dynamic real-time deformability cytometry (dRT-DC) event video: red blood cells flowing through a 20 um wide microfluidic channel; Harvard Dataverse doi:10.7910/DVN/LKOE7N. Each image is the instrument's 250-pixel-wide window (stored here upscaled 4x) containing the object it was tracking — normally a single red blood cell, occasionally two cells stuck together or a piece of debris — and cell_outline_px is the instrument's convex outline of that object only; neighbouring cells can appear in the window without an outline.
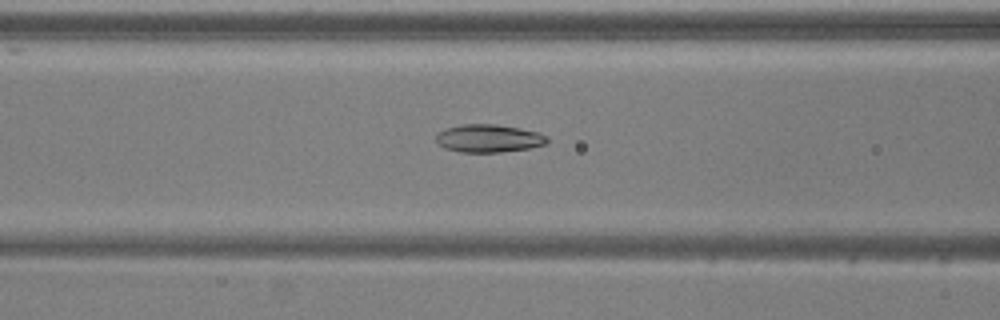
{"species": "common noctule bat (a hibernating species)", "species_latin": "Nyctalus noctula", "temperature_condition": "warm", "stored_images_in_passage": 30, "camera_frame_rate_fps": 3000, "um_per_image_px": 0.085, "animal": {"sex": "male", "body_mass_g": 20.5, "forearm_length_mm": 52.5}, "frame": {"image": 1, "passage_image": 8, "time_ms": 2.333, "image_size_px": [1000, 320], "cell_outline_px": [[548, 140], [544, 144], [528, 148], [500, 152], [460, 152], [444, 148], [436, 140], [436, 136], [440, 132], [448, 128], [464, 124], [496, 124], [520, 128], [540, 132], [548, 136]], "centroid_in_image_um": [41.57, 11.76], "position_along_channel_um": 125.0, "area_um2": 17.92}}
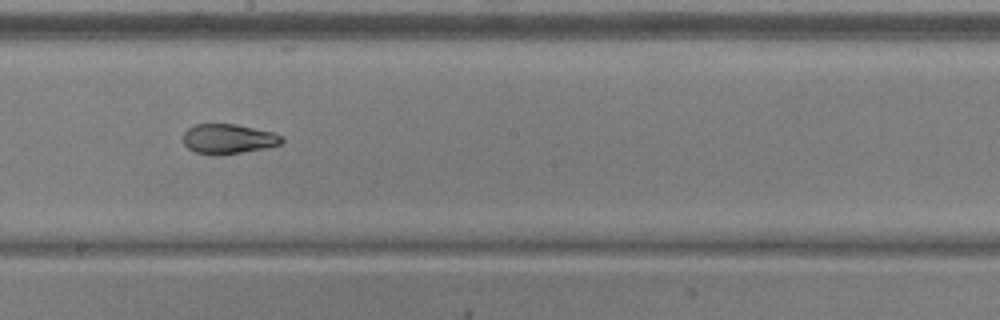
{"frame": {"image": 2, "passage_image": 16, "time_ms": 5.0, "image_size_px": [1000, 320], "cell_outline_px": [[284, 140], [280, 144], [268, 148], [216, 156], [196, 152], [188, 148], [184, 144], [184, 132], [188, 128], [196, 124], [236, 124], [276, 132], [284, 136]], "centroid_in_image_um": [19.46, 11.81], "position_along_channel_um": 228.7, "area_um2": 17.4}}
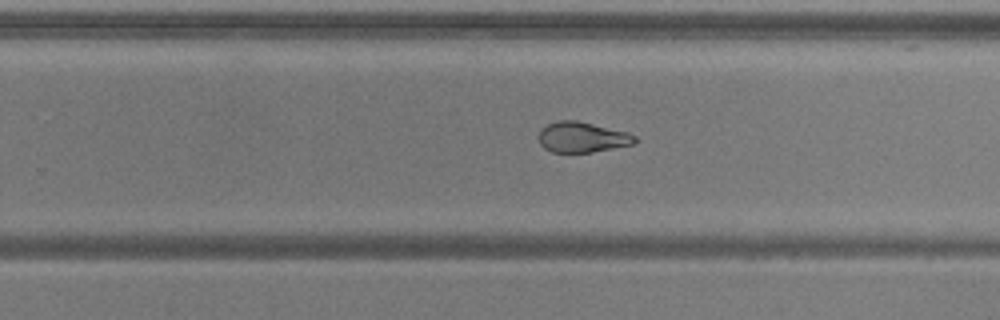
{"frame": {"image": 3, "passage_image": 20, "time_ms": 6.333, "image_size_px": [1000, 320], "cell_outline_px": [[636, 140], [632, 144], [592, 152], [552, 152], [544, 148], [540, 144], [540, 128], [548, 124], [560, 120], [576, 120], [628, 132], [636, 136]], "centroid_in_image_um": [49.47, 11.65], "position_along_channel_um": 280.3, "area_um2": 16.88}, "authors_computed_cell_mechanics": {"area_um2": 17.5134, "velocity_mm_per_s": 3.8881, "shape_relaxation_time_tau1_ms": null, "shape_relaxation_time_tau2_ms": 1.9813, "deformation_change_tau1": null, "deformation_change_tau2": 0.0785}}